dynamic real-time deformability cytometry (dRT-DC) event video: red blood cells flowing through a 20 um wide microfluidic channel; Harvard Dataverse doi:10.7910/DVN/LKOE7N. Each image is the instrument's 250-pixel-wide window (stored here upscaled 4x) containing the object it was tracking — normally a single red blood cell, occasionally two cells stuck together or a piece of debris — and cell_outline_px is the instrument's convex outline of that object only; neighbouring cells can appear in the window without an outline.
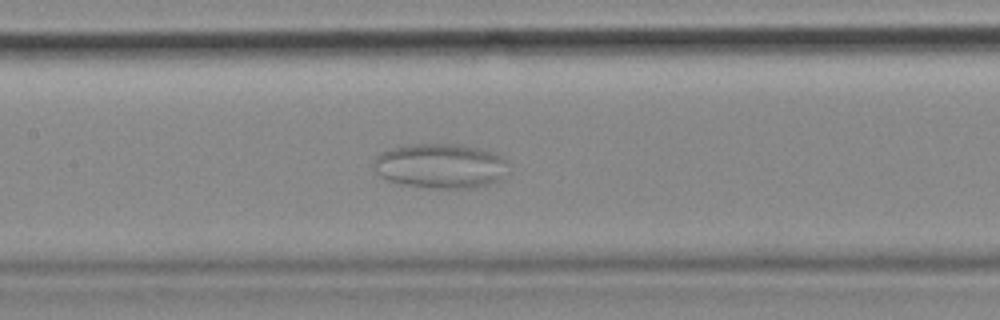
{"species": "common noctule bat (a hibernating species)", "species_latin": "Nyctalus noctula", "temperature_condition": "cold", "stored_images_in_passage": 39, "camera_frame_rate_fps": 3000, "um_per_image_px": 0.085, "animal": {"sex": "female", "body_mass_g": 18.4}, "frame": {"image": 1, "passage_image": 17, "time_ms": 5.333, "image_size_px": [1000, 320], "cell_outline_px": [[500, 160], [496, 180], [488, 184], [476, 188], [428, 188], [400, 184], [388, 180], [376, 172], [376, 156], [400, 144], [464, 144], [480, 148], [492, 152], [500, 156]], "centroid_in_image_um": [37.29, 14.09], "position_along_channel_um": 170.1, "area_um2": 34.04}}